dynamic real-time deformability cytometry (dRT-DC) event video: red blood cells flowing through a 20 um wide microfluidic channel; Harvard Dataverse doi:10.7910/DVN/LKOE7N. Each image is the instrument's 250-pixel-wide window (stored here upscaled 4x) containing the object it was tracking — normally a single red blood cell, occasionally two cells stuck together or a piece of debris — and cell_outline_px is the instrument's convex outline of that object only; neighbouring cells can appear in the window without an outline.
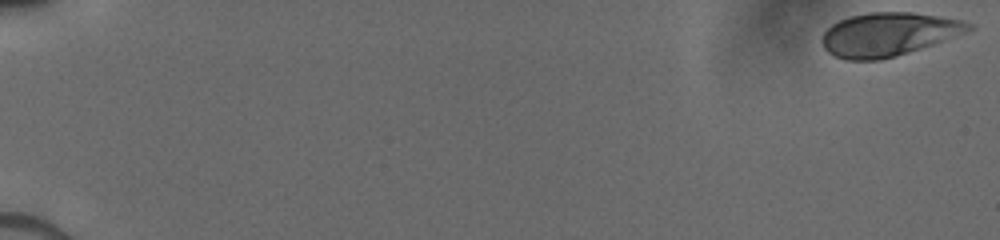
{"species": "human", "species_latin": "Homo sapiens", "temperature_condition": "cold", "stored_images_in_passage": 31, "camera_frame_rate_fps": 3000, "um_per_image_px": 0.085, "donor": {"sex": "male"}, "frame": {"image": 1, "passage_image": 1, "time_ms": 0.0, "image_size_px": [1000, 240], "cell_outline_px": [[972, 28], [964, 32], [944, 40], [896, 56], [880, 60], [848, 60], [836, 56], [828, 52], [824, 48], [820, 40], [824, 32], [832, 24], [840, 20], [852, 16], [872, 12], [912, 12], [964, 20], [972, 24]], "centroid_in_image_um": [75.48, 2.91], "position_along_channel_um": 9.5, "area_um2": 36.76}}
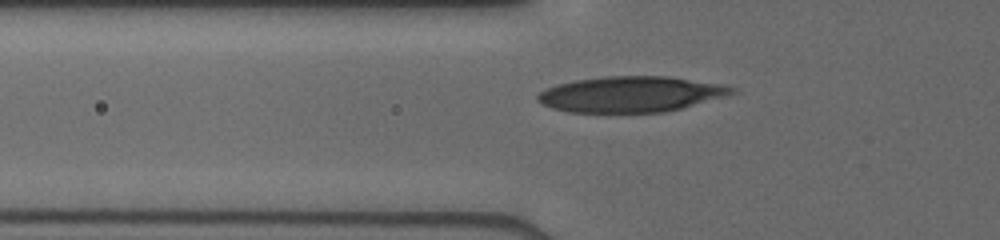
{"frame": {"image": 2, "passage_image": 25, "time_ms": 6.333, "image_size_px": [1000, 240], "cell_outline_px": [[736, 88], [732, 92], [720, 96], [680, 108], [664, 112], [572, 112], [552, 108], [536, 100], [536, 96], [540, 92], [556, 84], [576, 80], [604, 76], [668, 76], [716, 84]], "centroid_in_image_um": [53.49, 8.0], "position_along_channel_um": 72.3, "area_um2": 39.48}}
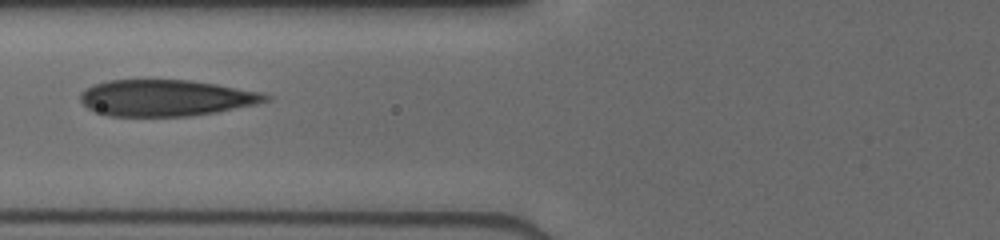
{"frame": {"image": 3, "passage_image": 30, "time_ms": 7.333, "image_size_px": [1000, 240], "cell_outline_px": [[272, 100], [256, 104], [216, 112], [188, 116], [108, 116], [96, 112], [88, 108], [80, 100], [80, 92], [92, 84], [108, 80], [192, 80], [264, 92], [272, 96]], "centroid_in_image_um": [14.13, 8.32], "position_along_channel_um": 111.7, "area_um2": 39.54}}